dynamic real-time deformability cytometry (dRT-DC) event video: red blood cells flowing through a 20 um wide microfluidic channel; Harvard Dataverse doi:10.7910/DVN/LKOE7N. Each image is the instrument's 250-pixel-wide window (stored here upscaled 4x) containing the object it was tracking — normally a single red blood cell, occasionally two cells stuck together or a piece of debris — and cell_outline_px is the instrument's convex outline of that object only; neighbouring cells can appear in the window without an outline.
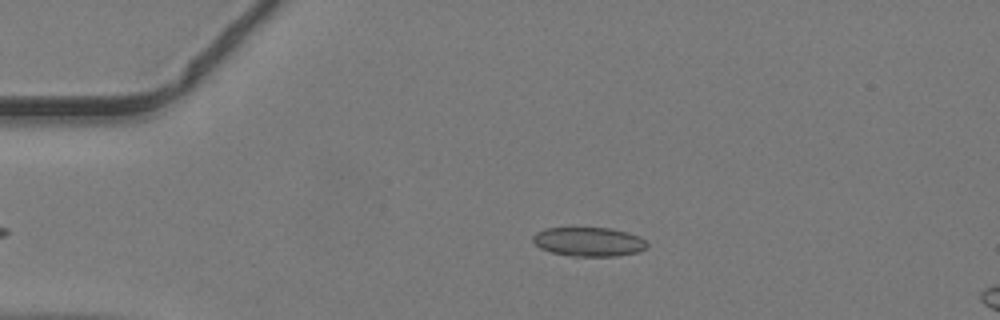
{"species": "common noctule bat (a hibernating species)", "species_latin": "Nyctalus noctula", "temperature_condition": "warm", "stored_images_in_passage": 6, "camera_frame_rate_fps": 3000, "um_per_image_px": 0.085, "animal": {"sex": "male", "body_mass_g": 19.2, "forearm_length_mm": 51.8}, "frame": {"image": 1, "passage_image": 2, "time_ms": 0.333, "image_size_px": [1000, 320], "cell_outline_px": [[648, 248], [640, 252], [616, 256], [572, 256], [552, 252], [540, 248], [532, 240], [532, 236], [536, 232], [544, 228], [612, 228], [628, 232], [640, 236], [648, 244]], "centroid_in_image_um": [50.08, 20.55], "position_along_channel_um": 34.9, "area_um2": 19.54}}